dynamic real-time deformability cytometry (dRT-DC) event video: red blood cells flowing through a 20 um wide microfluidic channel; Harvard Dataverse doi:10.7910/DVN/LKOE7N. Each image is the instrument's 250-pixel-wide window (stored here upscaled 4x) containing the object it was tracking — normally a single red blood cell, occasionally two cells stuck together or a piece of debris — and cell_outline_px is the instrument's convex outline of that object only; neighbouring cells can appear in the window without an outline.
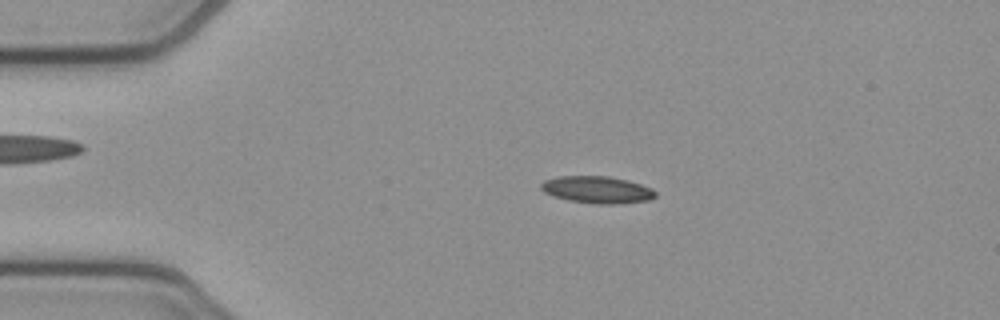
{"species": "common noctule bat (a hibernating species)", "species_latin": "Nyctalus noctula", "temperature_condition": "cold", "stored_images_in_passage": 53, "camera_frame_rate_fps": 3000, "um_per_image_px": 0.085, "animal": {"sex": "female", "body_mass_g": 21.9}, "frame": {"image": 1, "passage_image": 11, "time_ms": 3.333, "image_size_px": [1000, 320], "cell_outline_px": [[656, 196], [648, 200], [616, 204], [600, 204], [568, 200], [552, 196], [544, 192], [540, 188], [540, 184], [544, 180], [560, 176], [608, 176], [628, 180], [652, 188], [656, 192]], "centroid_in_image_um": [50.74, 16.12], "position_along_channel_um": 34.3, "area_um2": 18.03}}
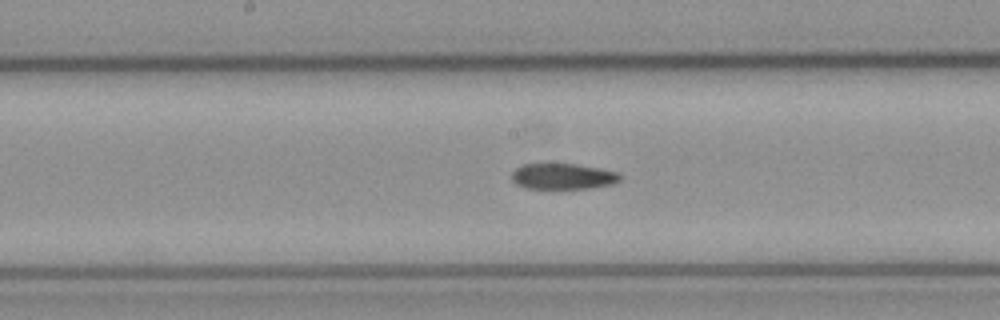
{"frame": {"image": 2, "passage_image": 27, "time_ms": 8.667, "image_size_px": [1000, 320], "cell_outline_px": [[620, 180], [612, 184], [588, 188], [524, 188], [516, 184], [512, 180], [512, 172], [516, 168], [524, 164], [576, 164], [600, 168], [616, 172], [620, 176]], "centroid_in_image_um": [47.82, 14.99], "position_along_channel_um": 200.4, "area_um2": 16.13}}
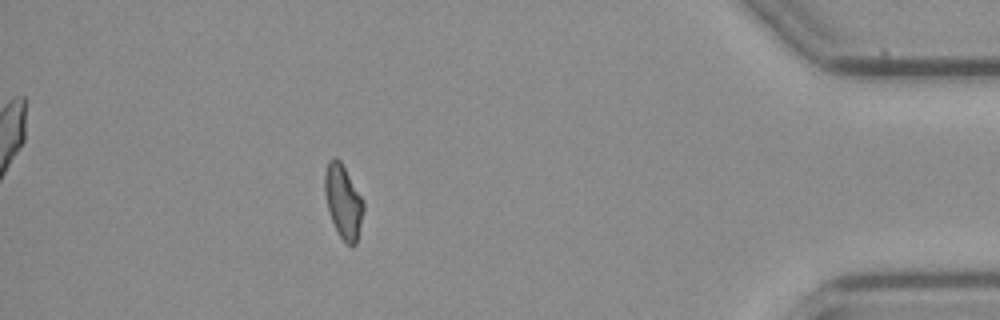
{"frame": {"image": 3, "passage_image": 47, "time_ms": 15.333, "image_size_px": [1000, 320], "cell_outline_px": [[364, 208], [356, 244], [352, 248], [340, 236], [332, 220], [328, 208], [324, 192], [324, 172], [328, 160], [332, 156], [336, 156], [340, 160], [364, 200]], "centroid_in_image_um": [29.17, 17.08], "position_along_channel_um": 406.0, "area_um2": 16.65}, "authors_computed_cell_mechanics": {"area_um2": 17.2244, "velocity_mm_per_s": 3.8576, "shape_relaxation_time_tau1_ms": null, "shape_relaxation_time_tau2_ms": 5.7356, "deformation_change_tau1": null, "deformation_change_tau2": 0.1169}}